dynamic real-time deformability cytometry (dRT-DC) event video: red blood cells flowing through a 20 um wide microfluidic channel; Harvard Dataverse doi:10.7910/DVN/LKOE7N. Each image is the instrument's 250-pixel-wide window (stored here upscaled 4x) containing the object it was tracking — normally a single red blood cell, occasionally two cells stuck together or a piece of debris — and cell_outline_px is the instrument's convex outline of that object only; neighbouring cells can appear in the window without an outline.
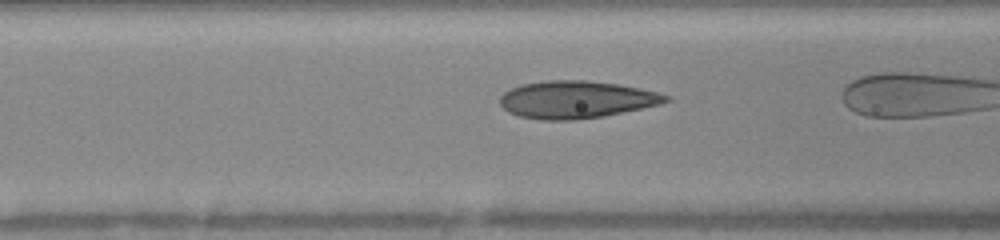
{"species": "human", "species_latin": "Homo sapiens", "temperature_condition": "warm", "stored_images_in_passage": 23, "camera_frame_rate_fps": 3000, "um_per_image_px": 0.085, "donor": {"sex": "female"}, "frame": {"image": 1, "passage_image": 4, "time_ms": 1.0, "image_size_px": [1000, 240], "cell_outline_px": [[672, 100], [660, 104], [604, 116], [572, 120], [544, 120], [520, 116], [508, 112], [500, 104], [500, 96], [504, 92], [520, 84], [548, 80], [588, 80], [620, 84], [640, 88], [672, 96]], "centroid_in_image_um": [49.0, 8.45], "position_along_channel_um": 117.6, "area_um2": 36.24}}
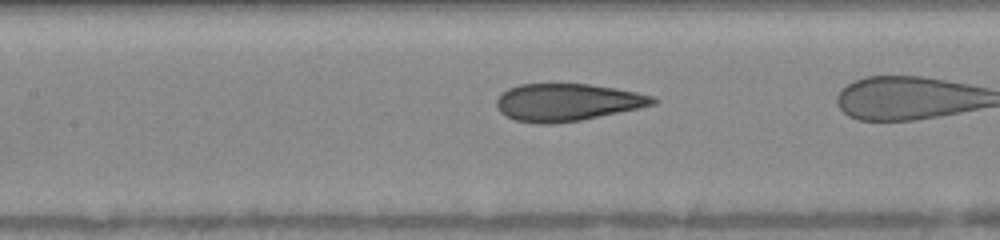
{"frame": {"image": 2, "passage_image": 7, "time_ms": 2.0, "image_size_px": [1000, 240], "cell_outline_px": [[656, 104], [580, 120], [552, 124], [536, 124], [516, 120], [504, 116], [496, 108], [496, 100], [508, 88], [520, 84], [588, 84], [616, 88], [636, 92], [652, 96], [656, 100]], "centroid_in_image_um": [48.16, 8.7], "position_along_channel_um": 159.2, "area_um2": 33.87}}
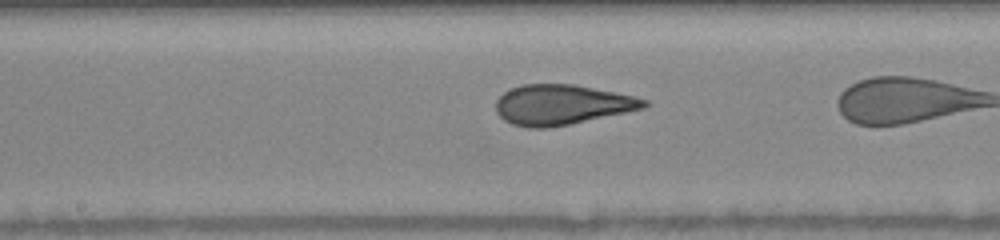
{"frame": {"image": 3, "passage_image": 10, "time_ms": 3.0, "image_size_px": [1000, 240], "cell_outline_px": [[648, 104], [644, 108], [568, 124], [548, 128], [528, 128], [512, 124], [504, 120], [496, 112], [496, 100], [504, 92], [520, 84], [572, 84], [632, 96], [648, 100]], "centroid_in_image_um": [47.69, 8.9], "position_along_channel_um": 200.5, "area_um2": 34.16}}